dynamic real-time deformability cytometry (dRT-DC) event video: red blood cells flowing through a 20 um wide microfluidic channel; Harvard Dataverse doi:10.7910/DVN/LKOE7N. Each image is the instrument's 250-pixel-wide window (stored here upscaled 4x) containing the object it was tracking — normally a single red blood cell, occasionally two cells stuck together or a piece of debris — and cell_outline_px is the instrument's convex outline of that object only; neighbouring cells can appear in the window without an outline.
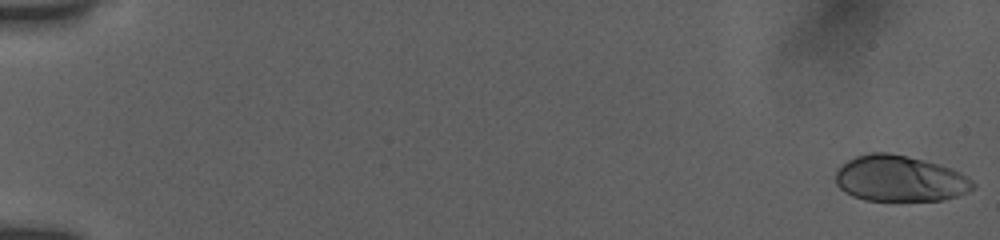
{"species": "human", "species_latin": "Homo sapiens", "temperature_condition": "room temperature", "stored_images_in_passage": 22, "camera_frame_rate_fps": 3000, "um_per_image_px": 0.085, "donor": {"sex": "female"}, "frame": {"image": 1, "passage_image": 1, "time_ms": 0.0, "image_size_px": [1000, 240], "cell_outline_px": [[976, 188], [968, 192], [956, 196], [940, 200], [864, 200], [852, 196], [840, 188], [836, 184], [836, 172], [848, 160], [856, 156], [872, 152], [888, 152], [908, 156], [940, 164], [960, 172], [972, 180], [976, 184]], "centroid_in_image_um": [76.51, 15.18], "position_along_channel_um": 8.5, "area_um2": 36.76}}
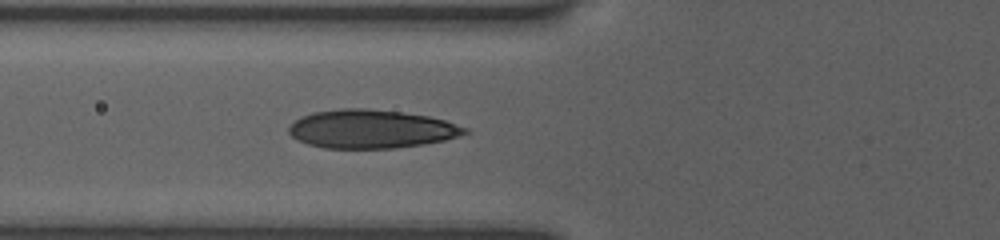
{"frame": {"image": 2, "passage_image": 19, "time_ms": 7.0, "image_size_px": [1000, 240], "cell_outline_px": [[468, 132], [460, 136], [444, 140], [424, 144], [396, 148], [324, 148], [308, 144], [296, 140], [288, 132], [288, 128], [296, 120], [312, 112], [340, 108], [364, 108], [400, 112], [428, 116], [444, 120], [468, 128]], "centroid_in_image_um": [31.55, 10.97], "position_along_channel_um": 94.3, "area_um2": 39.42}}
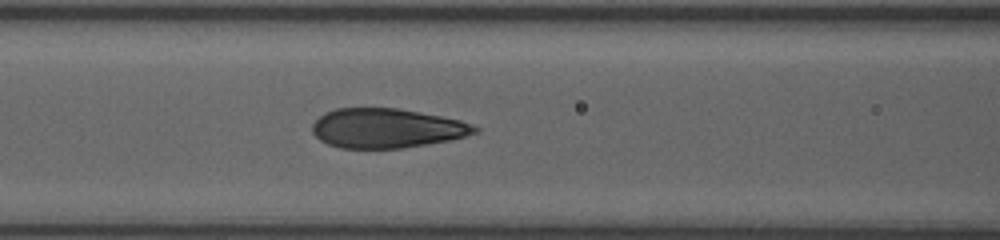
{"frame": {"image": 3, "passage_image": 22, "time_ms": 8.0, "image_size_px": [1000, 240], "cell_outline_px": [[480, 128], [476, 132], [464, 136], [448, 140], [404, 148], [340, 148], [328, 144], [320, 140], [312, 132], [312, 124], [324, 112], [336, 108], [396, 108], [440, 116], [460, 120]], "centroid_in_image_um": [32.82, 10.9], "position_along_channel_um": 133.8, "area_um2": 37.11}}